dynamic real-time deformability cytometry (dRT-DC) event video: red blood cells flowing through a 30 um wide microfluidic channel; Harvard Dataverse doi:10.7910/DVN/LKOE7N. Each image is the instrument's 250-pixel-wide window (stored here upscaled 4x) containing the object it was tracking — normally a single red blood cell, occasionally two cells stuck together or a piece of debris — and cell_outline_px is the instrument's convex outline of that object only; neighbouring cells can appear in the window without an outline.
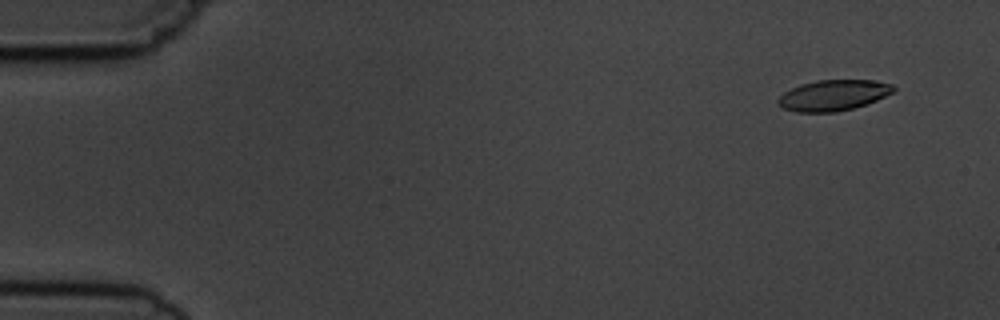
{"species": "common noctule bat (a hibernating species)", "species_latin": "Nyctalus noctula", "temperature_condition": "cold", "stored_images_in_passage": 7, "camera_frame_rate_fps": 3000, "um_per_image_px": 0.085, "animal": {"sex": "male", "body_mass_g": 19.5, "forearm_length_mm": 54.6}, "frame": {"image": 1, "passage_image": 1, "time_ms": 0.0, "image_size_px": [1000, 320], "cell_outline_px": [[896, 88], [892, 92], [876, 100], [852, 108], [836, 112], [796, 112], [784, 108], [776, 100], [784, 92], [800, 84], [816, 80], [872, 80], [892, 84]], "centroid_in_image_um": [70.81, 8.09], "position_along_channel_um": 14.2, "area_um2": 20.46}}
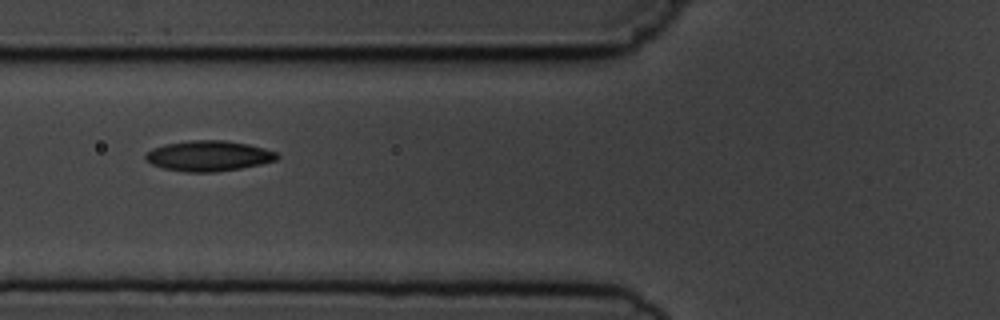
{"frame": {"image": 2, "passage_image": 6, "time_ms": 5.667, "image_size_px": [1000, 320], "cell_outline_px": [[280, 156], [276, 160], [260, 164], [240, 168], [216, 172], [184, 172], [164, 168], [152, 164], [144, 156], [152, 148], [164, 144], [188, 140], [224, 140], [248, 144], [264, 148], [276, 152]], "centroid_in_image_um": [17.73, 13.24], "position_along_channel_um": 108.1, "area_um2": 23.29}}
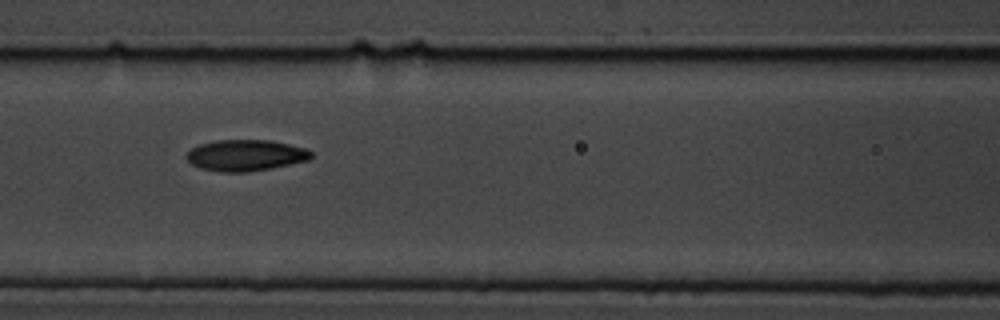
{"frame": {"image": 3, "passage_image": 7, "time_ms": 6.667, "image_size_px": [1000, 320], "cell_outline_px": [[312, 156], [308, 160], [272, 168], [248, 172], [220, 172], [200, 168], [192, 164], [184, 156], [192, 148], [200, 144], [216, 140], [272, 140], [304, 148], [312, 152]], "centroid_in_image_um": [20.86, 13.2], "position_along_channel_um": 145.7, "area_um2": 22.66}}